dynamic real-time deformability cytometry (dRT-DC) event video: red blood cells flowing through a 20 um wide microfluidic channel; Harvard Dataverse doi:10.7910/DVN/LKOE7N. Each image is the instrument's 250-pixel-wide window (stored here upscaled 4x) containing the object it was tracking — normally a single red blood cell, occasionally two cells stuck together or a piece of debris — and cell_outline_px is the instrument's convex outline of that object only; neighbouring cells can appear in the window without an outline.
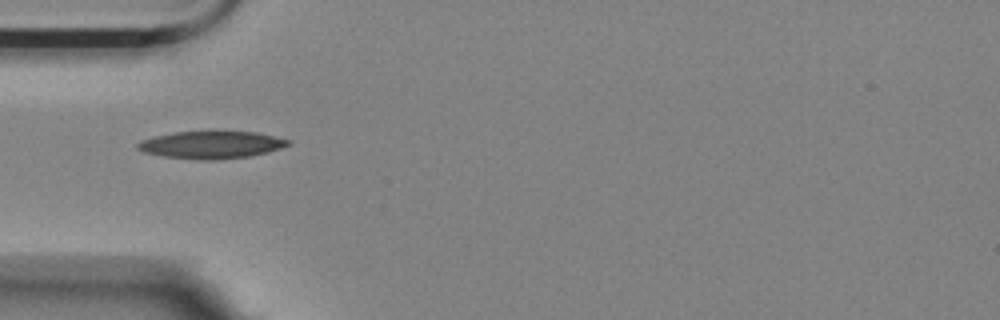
{"species": "Egyptian fruit bat (a non-hibernating species)", "species_latin": "Rousettus aegyptiacus", "temperature_condition": "room temperature", "stored_images_in_passage": 7, "camera_frame_rate_fps": 3000, "um_per_image_px": 0.085, "animal": {"sex": "female"}, "frame": {"image": 1, "passage_image": 1, "time_ms": 0.0, "image_size_px": [1000, 320], "cell_outline_px": [[292, 144], [268, 152], [248, 156], [212, 160], [204, 160], [164, 156], [144, 152], [136, 148], [136, 144], [140, 140], [152, 136], [172, 132], [208, 128], [216, 128], [256, 132], [292, 140]], "centroid_in_image_um": [17.96, 12.24], "position_along_channel_um": 67.0, "area_um2": 25.26}}
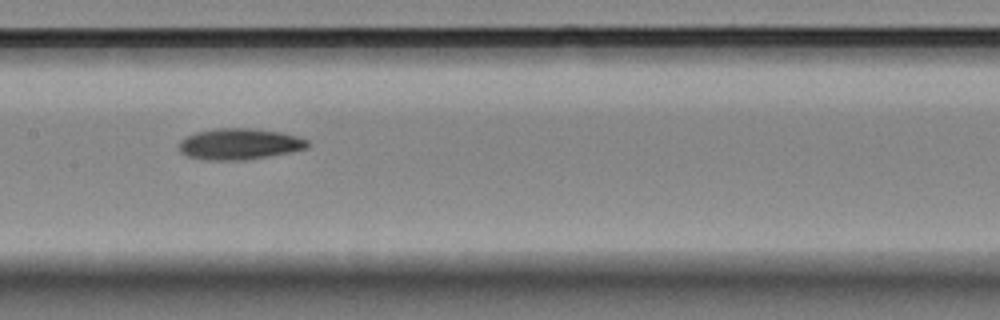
{"frame": {"image": 2, "passage_image": 4, "time_ms": 3.333, "image_size_px": [1000, 320], "cell_outline_px": [[308, 148], [292, 152], [244, 160], [208, 160], [188, 156], [180, 152], [180, 140], [196, 132], [216, 128], [252, 128], [280, 132], [296, 136], [308, 140]], "centroid_in_image_um": [20.37, 12.24], "position_along_channel_um": 187.0, "area_um2": 23.24}}
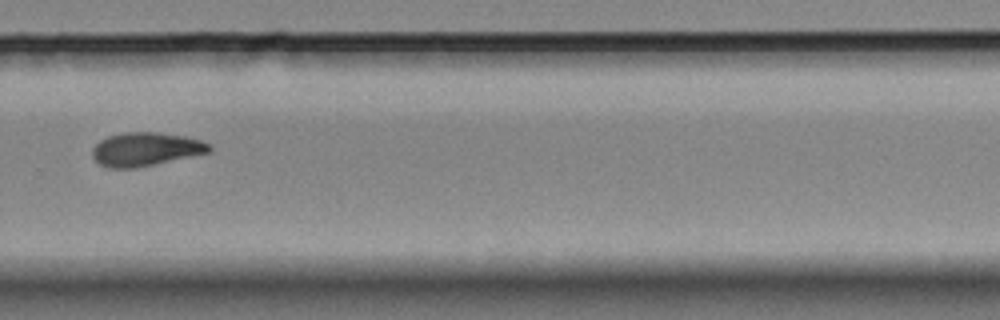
{"frame": {"image": 3, "passage_image": 7, "time_ms": 7.0, "image_size_px": [1000, 320], "cell_outline_px": [[212, 152], [136, 168], [108, 168], [100, 164], [92, 156], [92, 148], [100, 140], [108, 136], [124, 132], [156, 132], [184, 136], [200, 140], [208, 144], [212, 148]], "centroid_in_image_um": [12.38, 12.68], "position_along_channel_um": 317.4, "area_um2": 22.89}}